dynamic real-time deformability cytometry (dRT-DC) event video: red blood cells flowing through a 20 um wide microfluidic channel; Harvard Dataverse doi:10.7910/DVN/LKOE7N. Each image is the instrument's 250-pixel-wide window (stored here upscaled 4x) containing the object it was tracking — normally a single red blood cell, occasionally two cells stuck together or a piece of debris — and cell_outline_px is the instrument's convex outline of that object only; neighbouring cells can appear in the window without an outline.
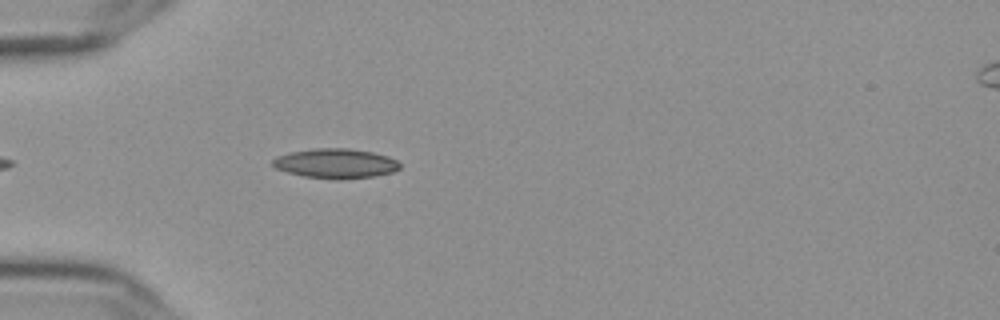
{"species": "Egyptian fruit bat (a non-hibernating species)", "species_latin": "Rousettus aegyptiacus", "temperature_condition": "cold", "stored_images_in_passage": 30, "camera_frame_rate_fps": 3000, "um_per_image_px": 0.085, "frame": {"image": 1, "passage_image": 6, "time_ms": 1.667, "image_size_px": [1000, 320], "cell_outline_px": [[400, 168], [392, 172], [372, 176], [304, 176], [288, 172], [276, 168], [272, 164], [272, 160], [276, 156], [292, 152], [316, 148], [348, 148], [372, 152], [388, 156], [396, 160], [400, 164]], "centroid_in_image_um": [28.52, 13.83], "position_along_channel_um": 56.5, "area_um2": 20.87}}
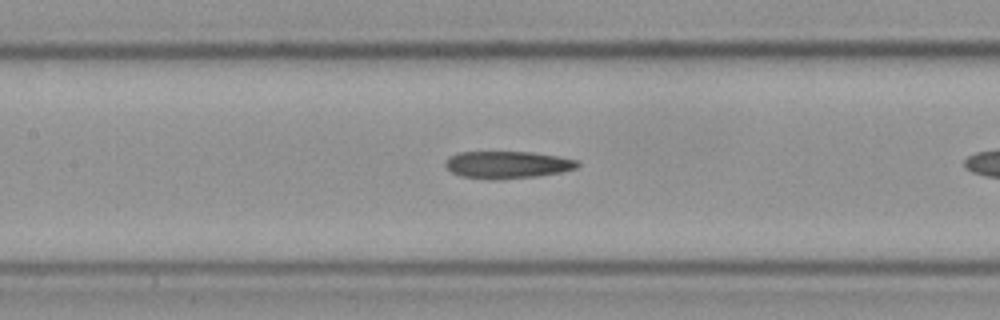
{"frame": {"image": 2, "passage_image": 12, "time_ms": 3.667, "image_size_px": [1000, 320], "cell_outline_px": [[580, 164], [576, 168], [560, 172], [536, 176], [460, 176], [452, 172], [444, 164], [448, 156], [460, 152], [532, 152], [560, 156], [580, 160]], "centroid_in_image_um": [43.19, 13.94], "position_along_channel_um": 164.2, "area_um2": 20.0}}
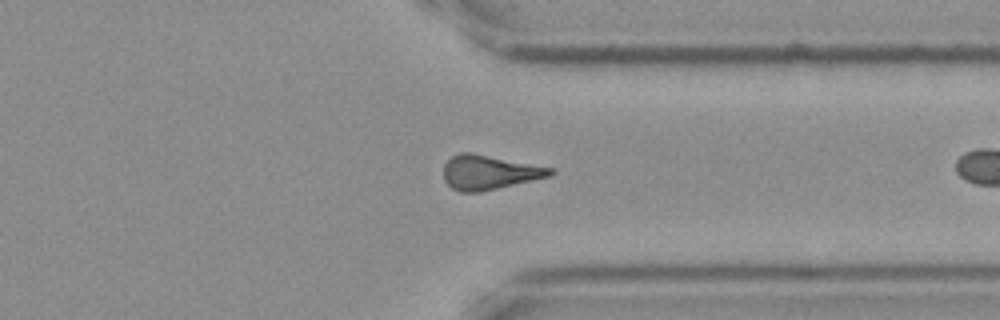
{"frame": {"image": 3, "passage_image": 29, "time_ms": 9.333, "image_size_px": [1000, 320], "cell_outline_px": [[556, 172], [552, 176], [480, 192], [460, 192], [452, 188], [444, 180], [444, 164], [452, 156], [460, 152], [472, 152], [552, 168]], "centroid_in_image_um": [41.58, 14.65], "position_along_channel_um": 369.8, "area_um2": 21.39}}